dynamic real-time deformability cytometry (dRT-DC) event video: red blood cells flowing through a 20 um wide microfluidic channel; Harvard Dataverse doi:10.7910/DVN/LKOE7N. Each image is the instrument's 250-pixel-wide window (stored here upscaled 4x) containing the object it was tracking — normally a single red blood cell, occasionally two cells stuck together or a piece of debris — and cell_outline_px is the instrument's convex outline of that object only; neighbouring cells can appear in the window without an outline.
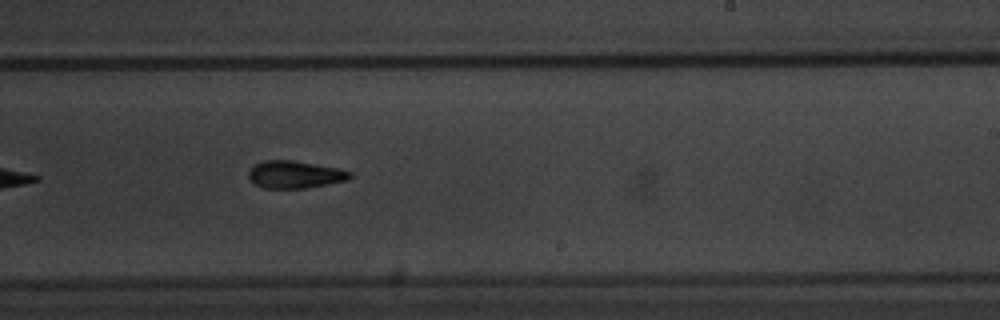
{"species": "common noctule bat (a hibernating species)", "species_latin": "Nyctalus noctula", "temperature_condition": "warm", "stored_images_in_passage": 39, "camera_frame_rate_fps": 3000, "um_per_image_px": 0.085, "animal": {"sex": "male", "body_mass_g": 20.1, "forearm_length_mm": 53.5}, "frame": {"image": 1, "passage_image": 23, "time_ms": 7.333, "image_size_px": [1000, 320], "cell_outline_px": [[352, 176], [348, 180], [328, 184], [304, 188], [264, 188], [256, 184], [248, 176], [248, 172], [256, 164], [264, 160], [292, 160], [340, 168], [352, 172]], "centroid_in_image_um": [25.11, 14.83], "position_along_channel_um": 263.9, "area_um2": 16.13}, "authors_computed_cell_mechanics": {"area_um2": 16.3574, "velocity_mm_per_s": 3.8373, "shape_relaxation_time_tau1_ms": 2.7133, "shape_relaxation_time_tau2_ms": 5.8312, "deformation_change_tau1": 0.1652, "deformation_change_tau2": 0.141}}